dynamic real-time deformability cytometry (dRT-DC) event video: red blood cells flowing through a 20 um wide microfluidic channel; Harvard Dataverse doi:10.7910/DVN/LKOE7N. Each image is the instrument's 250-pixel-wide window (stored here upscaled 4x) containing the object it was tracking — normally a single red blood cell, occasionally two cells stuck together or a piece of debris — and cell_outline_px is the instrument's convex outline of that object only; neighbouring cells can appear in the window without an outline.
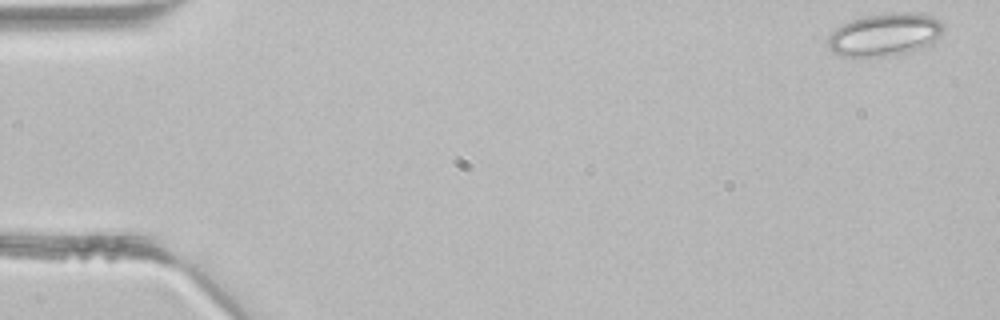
{"species": "common noctule bat (a hibernating species)", "species_latin": "Nyctalus noctula", "temperature_condition": "room temperature", "stored_images_in_passage": 3, "camera_frame_rate_fps": 3000, "um_per_image_px": 0.085, "animal": {"sex": "male", "body_mass_g": 21.5, "forearm_length_mm": 52.0}, "frame": {"image": 1, "passage_image": 1, "time_ms": 0.0, "image_size_px": [1000, 320], "cell_outline_px": [[944, 28], [940, 36], [932, 44], [924, 48], [884, 56], [840, 56], [832, 52], [828, 48], [828, 36], [836, 28], [852, 20], [864, 16], [884, 12], [920, 12], [932, 16], [940, 20], [944, 24]], "centroid_in_image_um": [75.25, 2.92], "position_along_channel_um": 9.8, "area_um2": 29.07}}